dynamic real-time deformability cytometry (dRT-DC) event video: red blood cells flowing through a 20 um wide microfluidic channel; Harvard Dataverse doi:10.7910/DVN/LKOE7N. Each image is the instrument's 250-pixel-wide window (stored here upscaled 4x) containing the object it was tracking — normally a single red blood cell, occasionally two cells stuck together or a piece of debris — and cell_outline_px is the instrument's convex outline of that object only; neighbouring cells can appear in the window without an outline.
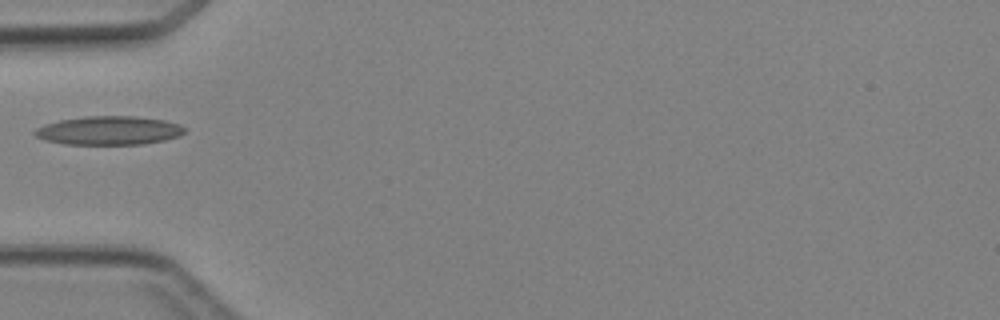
{"species": "Egyptian fruit bat (a non-hibernating species)", "species_latin": "Rousettus aegyptiacus", "temperature_condition": "cold", "stored_images_in_passage": 1, "camera_frame_rate_fps": 3000, "um_per_image_px": 0.085, "animal": {"sex": "female"}, "frame": {"image": 1, "passage_image": 1, "time_ms": 0.0, "image_size_px": [1000, 320], "cell_outline_px": [[184, 132], [180, 136], [164, 140], [144, 144], [64, 144], [44, 140], [36, 136], [32, 132], [36, 128], [44, 124], [60, 120], [84, 116], [132, 116], [164, 120], [180, 124], [184, 128]], "centroid_in_image_um": [9.24, 11.09], "position_along_channel_um": 75.8, "area_um2": 25.09}}